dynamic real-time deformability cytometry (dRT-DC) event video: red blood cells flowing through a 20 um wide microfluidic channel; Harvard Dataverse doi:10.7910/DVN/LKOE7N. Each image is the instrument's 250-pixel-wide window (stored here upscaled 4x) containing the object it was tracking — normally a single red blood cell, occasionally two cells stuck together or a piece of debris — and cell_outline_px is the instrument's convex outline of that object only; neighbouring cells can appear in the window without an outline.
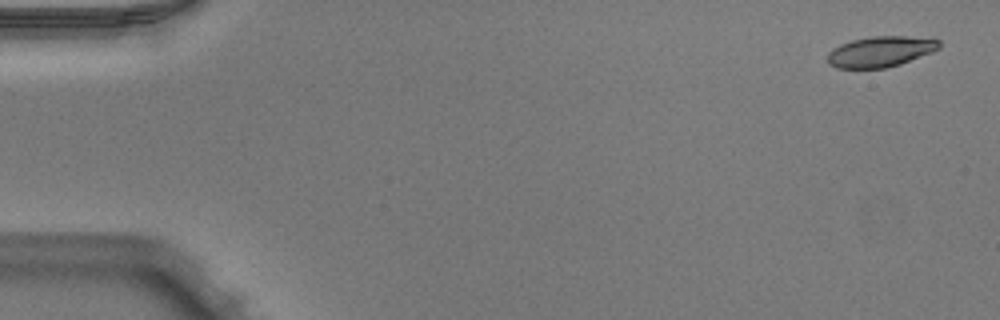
{"species": "Egyptian fruit bat (a non-hibernating species)", "species_latin": "Rousettus aegyptiacus", "temperature_condition": "warm", "stored_images_in_passage": 50, "camera_frame_rate_fps": 3000, "um_per_image_px": 0.085, "animal": {"sex": "male"}, "frame": {"image": 1, "passage_image": 1, "time_ms": 0.0, "image_size_px": [1000, 320], "cell_outline_px": [[940, 48], [932, 52], [900, 64], [884, 68], [836, 68], [828, 64], [828, 52], [832, 48], [840, 44], [852, 40], [872, 36], [908, 36], [940, 40]], "centroid_in_image_um": [74.82, 4.38], "position_along_channel_um": 10.2, "area_um2": 19.94}}
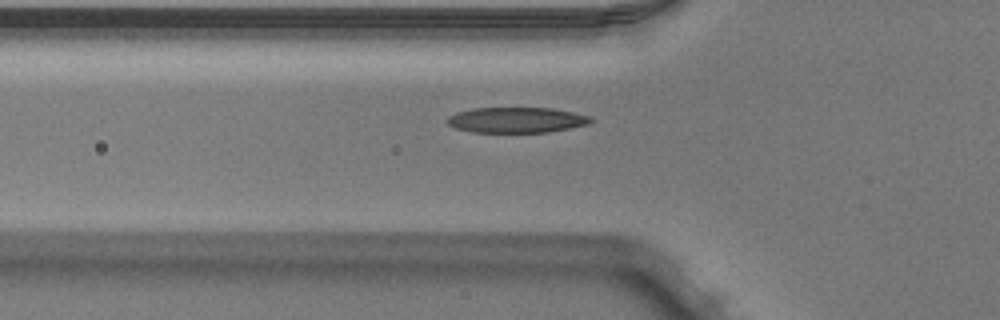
{"frame": {"image": 2, "passage_image": 17, "time_ms": 5.333, "image_size_px": [1000, 320], "cell_outline_px": [[592, 120], [588, 124], [548, 132], [472, 132], [456, 128], [448, 124], [444, 120], [448, 116], [456, 112], [472, 108], [552, 108], [592, 116]], "centroid_in_image_um": [43.86, 10.19], "position_along_channel_um": 81.9, "area_um2": 21.33}}
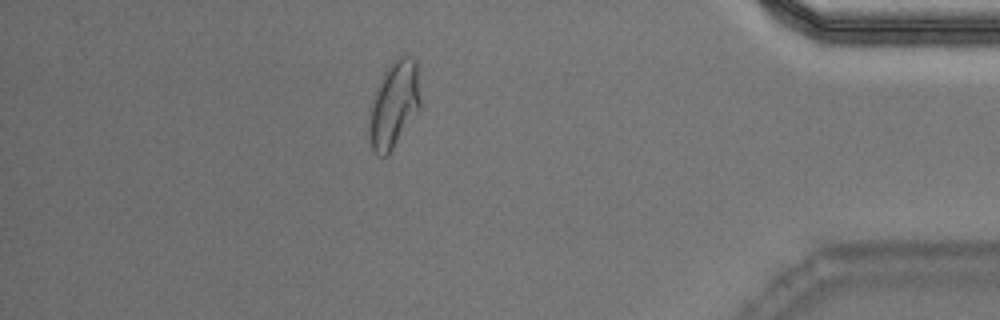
{"frame": {"image": 3, "passage_image": 44, "time_ms": 14.333, "image_size_px": [1000, 320], "cell_outline_px": [[420, 108], [392, 148], [384, 156], [376, 156], [372, 152], [368, 140], [368, 108], [372, 96], [388, 64], [392, 60], [400, 56], [412, 56], [416, 60], [420, 100]], "centroid_in_image_um": [33.43, 8.88], "position_along_channel_um": 401.8, "area_um2": 26.18}, "authors_computed_cell_mechanics": {"area_um2": 21.6172, "velocity_mm_per_s": 3.9653, "shape_relaxation_time_tau1_ms": 3.3905, "shape_relaxation_time_tau2_ms": 1.4368, "deformation_change_tau1": 0.1719, "deformation_change_tau2": 0.0805}}